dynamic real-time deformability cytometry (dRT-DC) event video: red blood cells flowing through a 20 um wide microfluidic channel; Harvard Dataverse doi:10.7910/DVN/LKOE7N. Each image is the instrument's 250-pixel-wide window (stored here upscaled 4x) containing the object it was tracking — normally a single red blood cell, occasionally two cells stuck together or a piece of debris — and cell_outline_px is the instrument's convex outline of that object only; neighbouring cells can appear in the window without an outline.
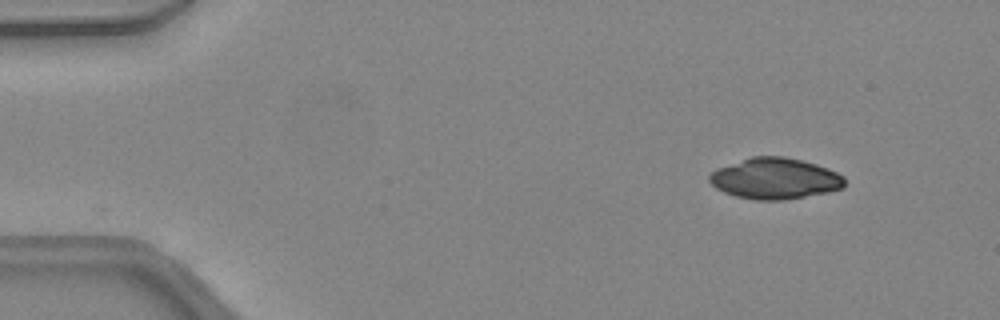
{"species": "common noctule bat (a hibernating species)", "species_latin": "Nyctalus noctula", "temperature_condition": "warm", "stored_images_in_passage": 42, "camera_frame_rate_fps": 3000, "um_per_image_px": 0.085, "animal": {"sex": "female", "body_mass_g": 24.6, "forearm_length_mm": 56.2}, "frame": {"image": 1, "passage_image": 1, "time_ms": 0.0, "image_size_px": [1000, 320], "cell_outline_px": [[844, 188], [828, 192], [784, 200], [756, 200], [736, 196], [724, 192], [716, 188], [708, 180], [708, 176], [716, 168], [752, 156], [784, 156], [816, 164], [828, 168], [844, 176]], "centroid_in_image_um": [65.86, 15.17], "position_along_channel_um": 19.1, "area_um2": 32.37}}